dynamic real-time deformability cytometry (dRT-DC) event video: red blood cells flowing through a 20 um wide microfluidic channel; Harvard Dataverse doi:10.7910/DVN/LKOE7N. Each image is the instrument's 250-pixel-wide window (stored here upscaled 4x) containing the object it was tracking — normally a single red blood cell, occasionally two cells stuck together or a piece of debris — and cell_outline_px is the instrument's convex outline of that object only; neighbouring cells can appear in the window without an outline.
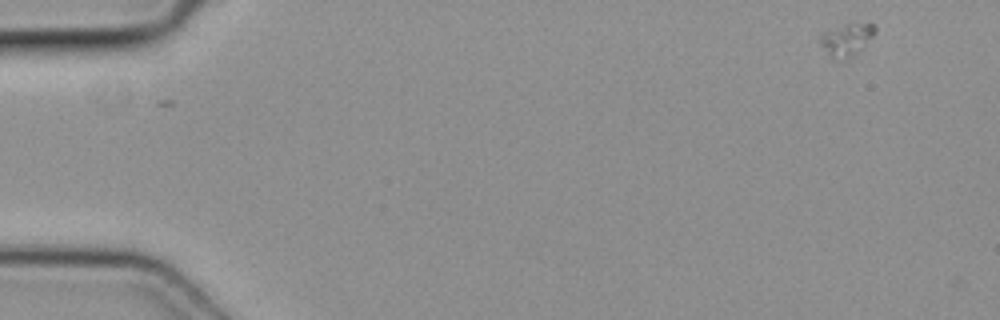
{"species": "common noctule bat (a hibernating species)", "species_latin": "Nyctalus noctula", "temperature_condition": "cold", "stored_images_in_passage": 4, "camera_frame_rate_fps": 3000, "um_per_image_px": 0.085, "animal": {"sex": "female", "body_mass_g": 19.3, "forearm_length_mm": 54.1}, "frame": {"image": 1, "passage_image": 1, "time_ms": 0.0, "image_size_px": [1000, 320], "cell_outline_px": [[876, 32], [848, 60], [832, 60], [820, 44], [820, 36], [824, 32], [848, 24], [876, 24]], "centroid_in_image_um": [71.93, 3.41], "position_along_channel_um": 13.1, "area_um2": 10.06}}